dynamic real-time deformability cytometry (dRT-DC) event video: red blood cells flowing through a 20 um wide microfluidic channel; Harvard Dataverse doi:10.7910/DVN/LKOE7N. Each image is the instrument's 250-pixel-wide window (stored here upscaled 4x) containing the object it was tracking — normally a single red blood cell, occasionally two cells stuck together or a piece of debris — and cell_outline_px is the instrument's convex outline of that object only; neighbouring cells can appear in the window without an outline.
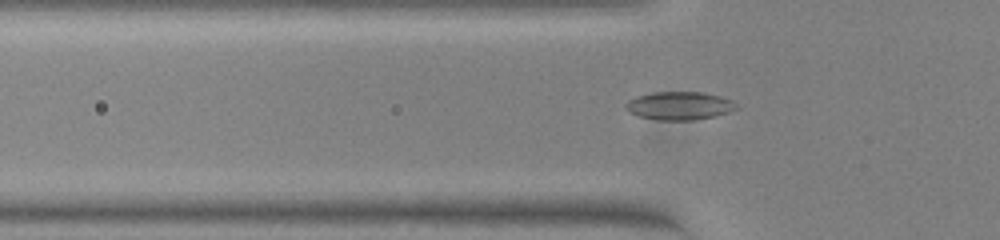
{"species": "common noctule bat (a hibernating species)", "species_latin": "Nyctalus noctula", "temperature_condition": "warm", "stored_images_in_passage": 47, "camera_frame_rate_fps": 3000, "um_per_image_px": 0.085, "animal": {"sex": "female", "body_mass_g": 23.0, "forearm_length_mm": 53.4}, "frame": {"image": 1, "passage_image": 16, "time_ms": 5.0, "image_size_px": [1000, 240], "cell_outline_px": [[740, 108], [716, 116], [692, 120], [660, 120], [640, 116], [628, 112], [624, 108], [624, 104], [628, 100], [636, 96], [652, 92], [700, 92], [720, 96], [732, 100]], "centroid_in_image_um": [57.73, 8.98], "position_along_channel_um": 68.1, "area_um2": 18.26}}
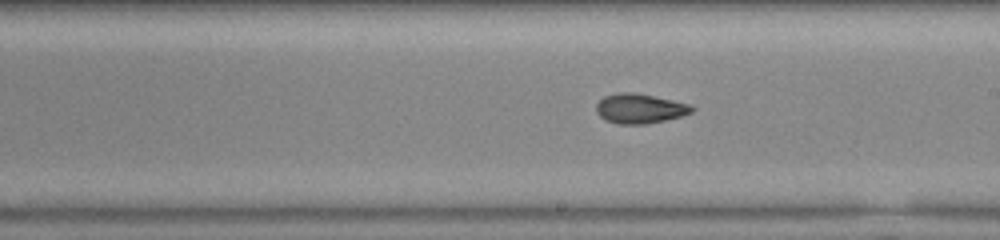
{"frame": {"image": 2, "passage_image": 29, "time_ms": 9.333, "image_size_px": [1000, 240], "cell_outline_px": [[696, 108], [692, 112], [680, 116], [664, 120], [644, 124], [620, 124], [608, 120], [600, 116], [596, 112], [596, 104], [604, 96], [616, 92], [636, 92], [692, 104]], "centroid_in_image_um": [54.4, 9.2], "position_along_channel_um": 234.6, "area_um2": 16.59}}
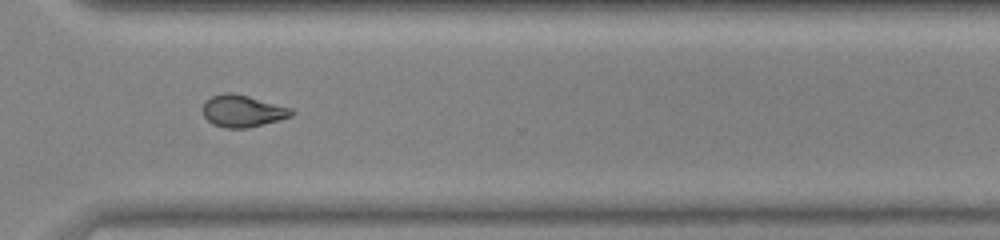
{"frame": {"image": 3, "passage_image": 38, "time_ms": 12.333, "image_size_px": [1000, 240], "cell_outline_px": [[296, 112], [292, 116], [264, 124], [248, 128], [224, 128], [212, 124], [204, 116], [200, 108], [204, 100], [212, 96], [224, 92], [232, 92], [248, 96], [292, 108]], "centroid_in_image_um": [20.58, 9.43], "position_along_channel_um": 350.0, "area_um2": 16.82}, "authors_computed_cell_mechanics": {"area_um2": 16.7042, "velocity_mm_per_s": 3.8397, "shape_relaxation_time_tau1_ms": 10.5113, "shape_relaxation_time_tau2_ms": 3.4416, "deformation_change_tau1": 0.2316, "deformation_change_tau2": 0.0796}}